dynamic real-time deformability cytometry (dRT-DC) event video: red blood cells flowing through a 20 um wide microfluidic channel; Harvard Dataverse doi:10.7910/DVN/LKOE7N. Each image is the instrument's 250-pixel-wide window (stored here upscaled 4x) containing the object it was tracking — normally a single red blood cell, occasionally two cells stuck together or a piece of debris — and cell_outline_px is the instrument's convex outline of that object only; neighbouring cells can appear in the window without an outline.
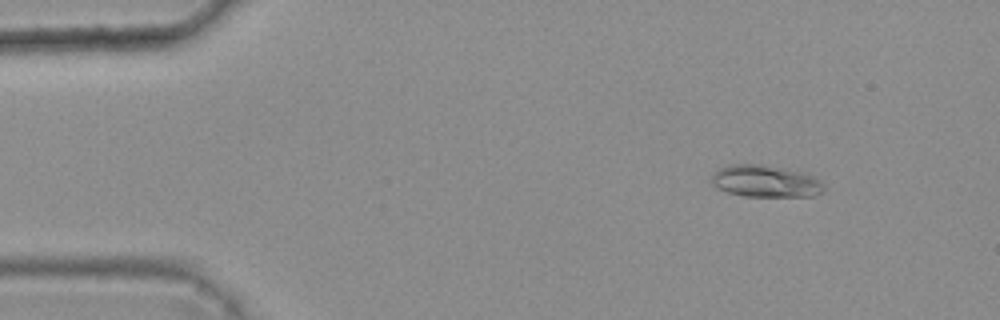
{"species": "common noctule bat (a hibernating species)", "species_latin": "Nyctalus noctula", "temperature_condition": "warm", "stored_images_in_passage": 5, "camera_frame_rate_fps": 3000, "um_per_image_px": 0.085, "animal": {"sex": "female", "body_mass_g": 25.1}, "frame": {"image": 1, "passage_image": 1, "time_ms": 0.0, "image_size_px": [1000, 320], "cell_outline_px": [[824, 192], [812, 196], [744, 196], [728, 192], [716, 188], [708, 180], [720, 168], [728, 164], [760, 164], [808, 172], [820, 180], [824, 184]], "centroid_in_image_um": [65.09, 15.39], "position_along_channel_um": 19.9, "area_um2": 21.27}}
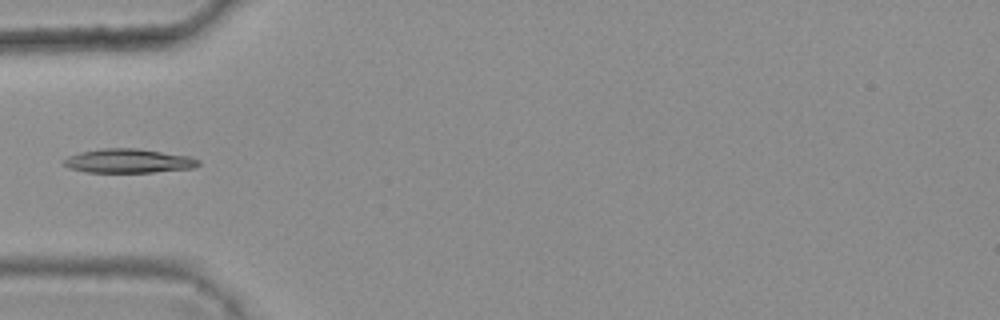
{"frame": {"image": 2, "passage_image": 4, "time_ms": 1.0, "image_size_px": [1000, 320], "cell_outline_px": [[200, 164], [192, 168], [152, 172], [88, 172], [68, 168], [64, 164], [64, 160], [68, 156], [80, 152], [100, 148], [136, 148], [188, 156], [200, 160]], "centroid_in_image_um": [10.9, 13.67], "position_along_channel_um": 74.1, "area_um2": 18.73}}
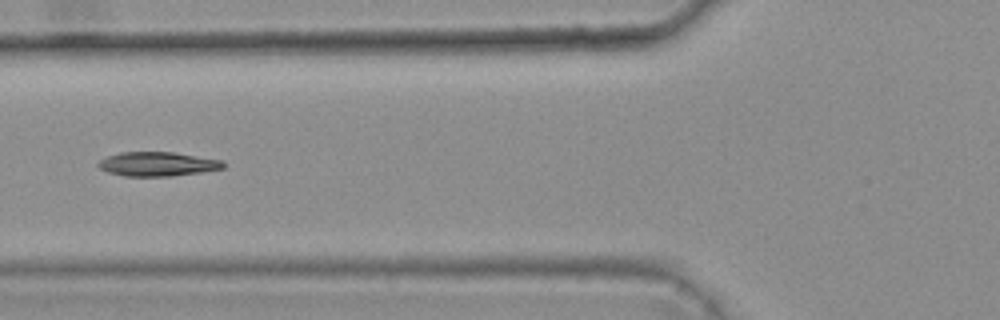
{"frame": {"image": 3, "passage_image": 5, "time_ms": 1.333, "image_size_px": [1000, 320], "cell_outline_px": [[224, 168], [200, 172], [172, 176], [124, 176], [108, 172], [100, 168], [96, 164], [100, 160], [108, 156], [120, 152], [172, 152], [220, 160], [224, 164]], "centroid_in_image_um": [13.34, 13.94], "position_along_channel_um": 112.5, "area_um2": 17.4}}